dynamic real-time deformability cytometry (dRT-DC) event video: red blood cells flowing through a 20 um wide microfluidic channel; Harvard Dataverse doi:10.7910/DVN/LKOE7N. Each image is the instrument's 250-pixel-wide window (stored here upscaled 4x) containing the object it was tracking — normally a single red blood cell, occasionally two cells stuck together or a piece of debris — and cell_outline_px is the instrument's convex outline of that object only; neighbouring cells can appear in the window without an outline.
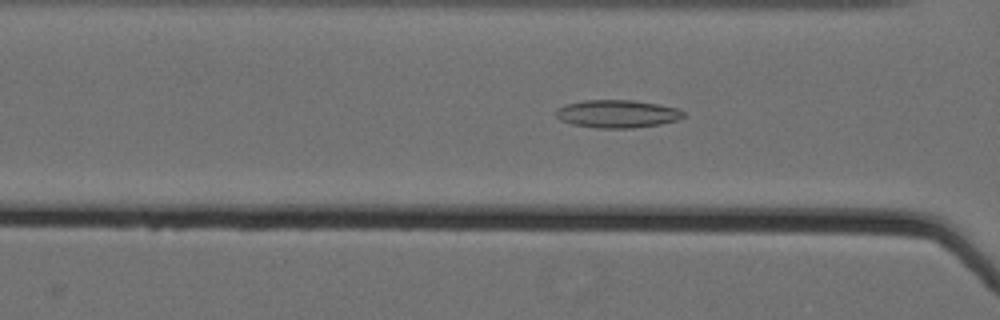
{"species": "Egyptian fruit bat (a non-hibernating species)", "species_latin": "Rousettus aegyptiacus", "temperature_condition": "cold", "stored_images_in_passage": 60, "camera_frame_rate_fps": 3000, "um_per_image_px": 0.085, "animal": {"sex": "female"}, "frame": {"image": 1, "passage_image": 28, "time_ms": 9.0, "image_size_px": [1000, 320], "cell_outline_px": [[684, 116], [676, 120], [660, 124], [632, 128], [596, 128], [572, 124], [560, 120], [556, 116], [556, 108], [568, 104], [584, 100], [632, 100], [660, 104], [676, 108], [684, 112]], "centroid_in_image_um": [52.45, 9.67], "position_along_channel_um": 114.2, "area_um2": 20.63}}
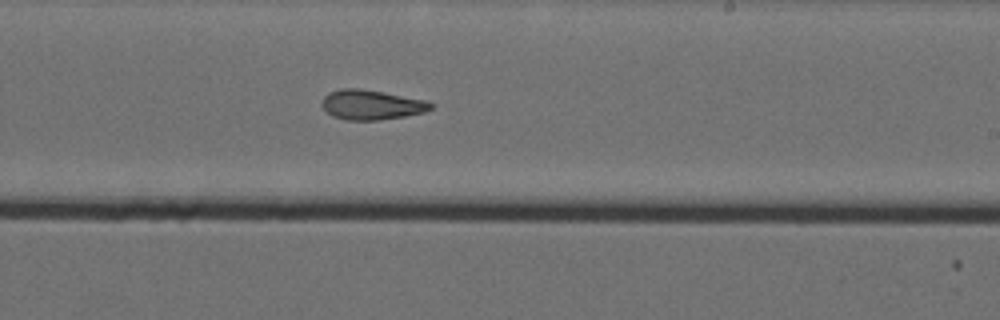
{"frame": {"image": 2, "passage_image": 40, "time_ms": 13.0, "image_size_px": [1000, 320], "cell_outline_px": [[432, 108], [424, 112], [404, 116], [380, 120], [348, 120], [332, 116], [320, 104], [324, 96], [328, 92], [340, 88], [360, 88], [384, 92], [424, 100], [432, 104]], "centroid_in_image_um": [31.52, 8.9], "position_along_channel_um": 257.5, "area_um2": 18.84}}
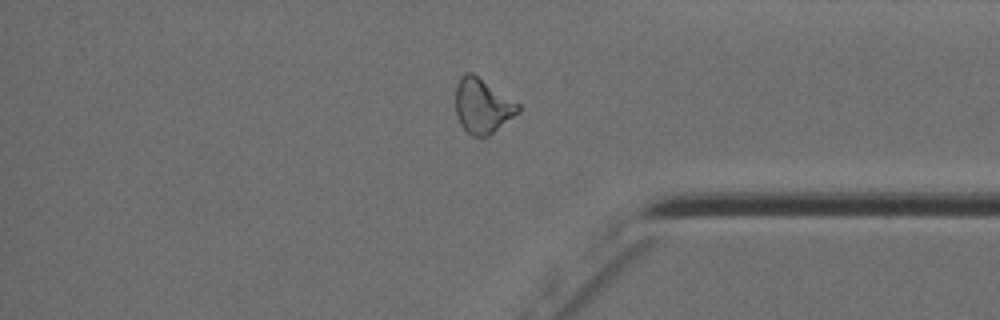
{"frame": {"image": 3, "passage_image": 52, "time_ms": 17.0, "image_size_px": [1000, 320], "cell_outline_px": [[520, 112], [488, 136], [472, 136], [460, 124], [456, 116], [456, 84], [460, 76], [468, 72], [472, 72], [520, 104]], "centroid_in_image_um": [41.0, 8.99], "position_along_channel_um": 394.2, "area_um2": 19.94}, "authors_computed_cell_mechanics": {"area_um2": 20.7502, "velocity_mm_per_s": 3.5736, "shape_relaxation_time_tau1_ms": null, "shape_relaxation_time_tau2_ms": 4.054, "deformation_change_tau1": null, "deformation_change_tau2": 0.1212}}